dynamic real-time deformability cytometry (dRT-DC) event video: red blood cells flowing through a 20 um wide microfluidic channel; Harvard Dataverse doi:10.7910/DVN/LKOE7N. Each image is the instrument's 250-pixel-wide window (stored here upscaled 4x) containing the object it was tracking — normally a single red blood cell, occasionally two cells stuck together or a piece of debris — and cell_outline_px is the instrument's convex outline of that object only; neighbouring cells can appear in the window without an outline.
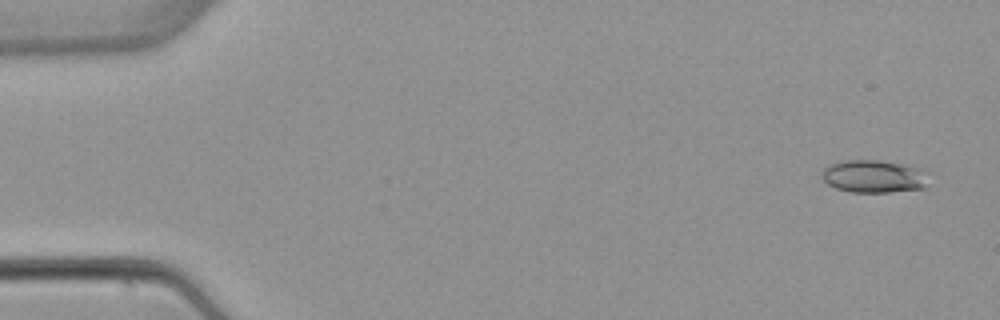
{"species": "common noctule bat (a hibernating species)", "species_latin": "Nyctalus noctula", "temperature_condition": "warm", "stored_images_in_passage": 6, "camera_frame_rate_fps": 3000, "um_per_image_px": 0.085, "animal": {"sex": "female", "body_mass_g": 22.7, "forearm_length_mm": 54.2}, "frame": {"image": 1, "passage_image": 1, "time_ms": 0.0, "image_size_px": [1000, 320], "cell_outline_px": [[936, 172], [928, 184], [924, 188], [888, 192], [852, 192], [836, 188], [828, 184], [820, 176], [824, 168], [828, 164], [844, 160], [880, 160], [924, 168]], "centroid_in_image_um": [74.41, 14.98], "position_along_channel_um": 10.6, "area_um2": 21.15}}
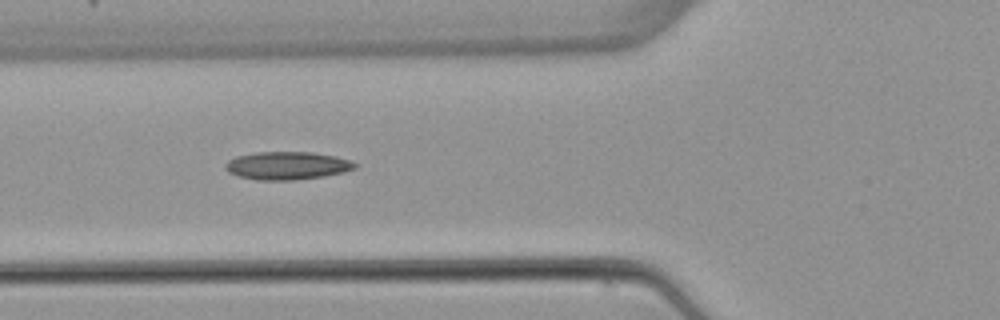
{"frame": {"image": 2, "passage_image": 5, "time_ms": 5.667, "image_size_px": [1000, 320], "cell_outline_px": [[356, 168], [344, 172], [324, 176], [292, 180], [256, 180], [240, 176], [228, 172], [224, 168], [224, 164], [228, 160], [236, 156], [256, 152], [312, 152], [336, 156], [348, 160], [356, 164]], "centroid_in_image_um": [24.38, 14.07], "position_along_channel_um": 101.4, "area_um2": 21.1}}
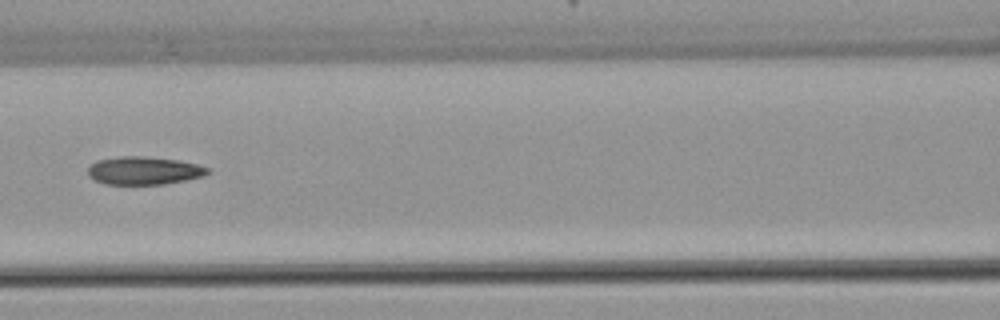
{"frame": {"image": 3, "passage_image": 6, "time_ms": 7.0, "image_size_px": [1000, 320], "cell_outline_px": [[212, 172], [204, 176], [164, 184], [104, 184], [88, 176], [88, 168], [96, 160], [120, 156], [144, 156], [176, 160], [196, 164], [212, 168]], "centroid_in_image_um": [12.26, 14.5], "position_along_channel_um": 154.3, "area_um2": 19.59}}